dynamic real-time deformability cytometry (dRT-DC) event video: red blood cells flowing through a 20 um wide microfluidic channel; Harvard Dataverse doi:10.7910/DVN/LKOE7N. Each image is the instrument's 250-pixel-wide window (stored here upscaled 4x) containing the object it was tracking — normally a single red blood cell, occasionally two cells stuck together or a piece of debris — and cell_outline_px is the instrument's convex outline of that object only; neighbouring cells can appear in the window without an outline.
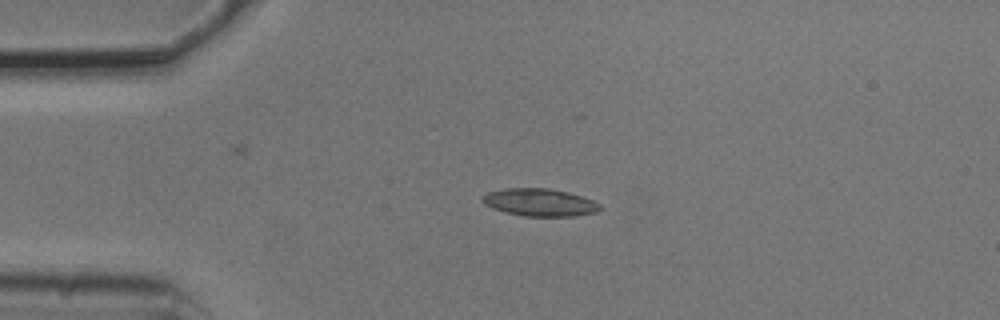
{"species": "common noctule bat (a hibernating species)", "species_latin": "Nyctalus noctula", "temperature_condition": "cold", "stored_images_in_passage": 4, "camera_frame_rate_fps": 3000, "um_per_image_px": 0.085, "animal": {"sex": "male", "body_mass_g": 20.5, "forearm_length_mm": 52.5}, "frame": {"image": 1, "passage_image": 3, "time_ms": 0.667, "image_size_px": [1000, 320], "cell_outline_px": [[600, 208], [596, 212], [576, 216], [524, 216], [504, 212], [492, 208], [484, 204], [480, 200], [480, 196], [488, 192], [504, 188], [548, 188], [568, 192], [592, 200], [600, 204]], "centroid_in_image_um": [45.81, 17.2], "position_along_channel_um": 39.2, "area_um2": 18.96}}